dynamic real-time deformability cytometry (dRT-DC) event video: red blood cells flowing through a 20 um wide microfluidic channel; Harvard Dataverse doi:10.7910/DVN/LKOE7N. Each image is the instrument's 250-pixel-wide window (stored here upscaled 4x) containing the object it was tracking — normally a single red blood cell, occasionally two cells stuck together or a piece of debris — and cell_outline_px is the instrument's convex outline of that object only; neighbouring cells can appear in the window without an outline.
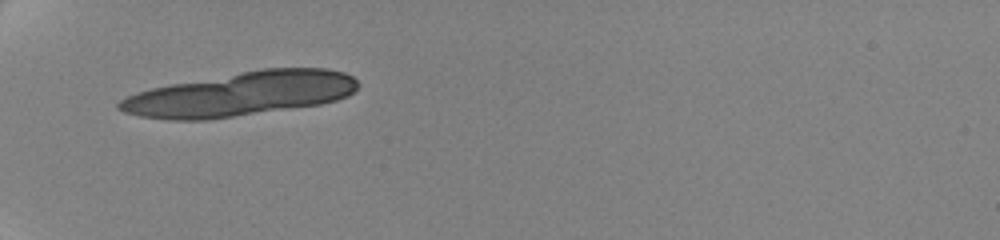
{"species": "human", "species_latin": "Homo sapiens", "temperature_condition": "cold", "stored_images_in_passage": 7, "camera_frame_rate_fps": 3000, "um_per_image_px": 0.085, "donor": {"sex": "female"}, "frame": {"image": 1, "passage_image": 1, "time_ms": 0.0, "image_size_px": [1000, 240], "cell_outline_px": [[360, 84], [356, 92], [348, 96], [336, 100], [320, 104], [204, 120], [172, 120], [140, 116], [124, 112], [116, 108], [116, 104], [120, 100], [136, 92], [152, 88], [172, 84], [240, 72], [264, 68], [328, 68], [344, 72], [352, 76]], "centroid_in_image_um": [20.48, 7.98], "position_along_channel_um": 64.5, "area_um2": 60.92}}